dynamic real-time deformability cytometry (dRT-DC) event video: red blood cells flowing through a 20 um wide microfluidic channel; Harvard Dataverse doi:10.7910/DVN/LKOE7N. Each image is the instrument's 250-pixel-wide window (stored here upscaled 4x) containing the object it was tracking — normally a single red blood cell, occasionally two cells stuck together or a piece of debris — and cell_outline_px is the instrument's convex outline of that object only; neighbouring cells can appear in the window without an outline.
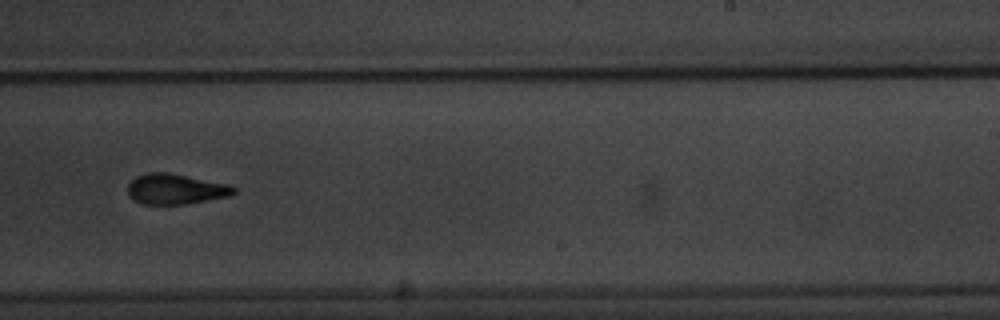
{"species": "common noctule bat (a hibernating species)", "species_latin": "Nyctalus noctula", "temperature_condition": "warm", "stored_images_in_passage": 11, "camera_frame_rate_fps": 3000, "um_per_image_px": 0.085, "animal": {"sex": "male", "body_mass_g": 20.1, "forearm_length_mm": 53.5}, "frame": {"image": 1, "passage_image": 10, "time_ms": 11.667, "image_size_px": [1000, 320], "cell_outline_px": [[236, 192], [228, 196], [188, 204], [144, 204], [128, 196], [128, 184], [136, 176], [148, 172], [168, 172], [228, 184], [236, 188]], "centroid_in_image_um": [14.92, 16.06], "position_along_channel_um": 274.1, "area_um2": 18.73}}
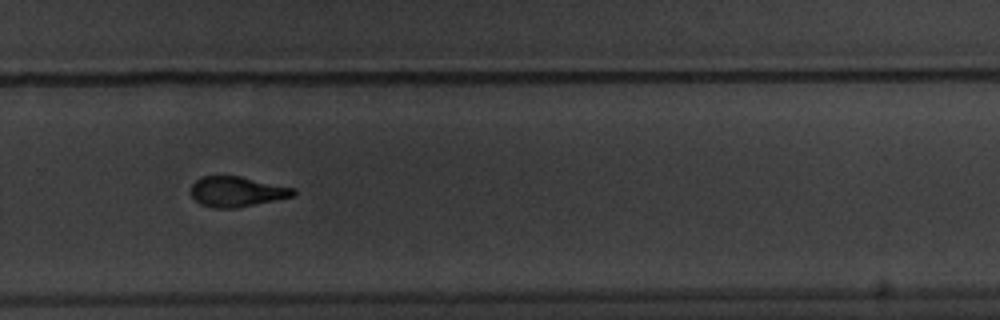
{"frame": {"image": 2, "passage_image": 11, "time_ms": 12.667, "image_size_px": [1000, 320], "cell_outline_px": [[296, 196], [236, 208], [212, 208], [200, 204], [192, 196], [192, 184], [200, 176], [240, 176], [296, 188]], "centroid_in_image_um": [20.16, 16.29], "position_along_channel_um": 309.6, "area_um2": 18.15}}